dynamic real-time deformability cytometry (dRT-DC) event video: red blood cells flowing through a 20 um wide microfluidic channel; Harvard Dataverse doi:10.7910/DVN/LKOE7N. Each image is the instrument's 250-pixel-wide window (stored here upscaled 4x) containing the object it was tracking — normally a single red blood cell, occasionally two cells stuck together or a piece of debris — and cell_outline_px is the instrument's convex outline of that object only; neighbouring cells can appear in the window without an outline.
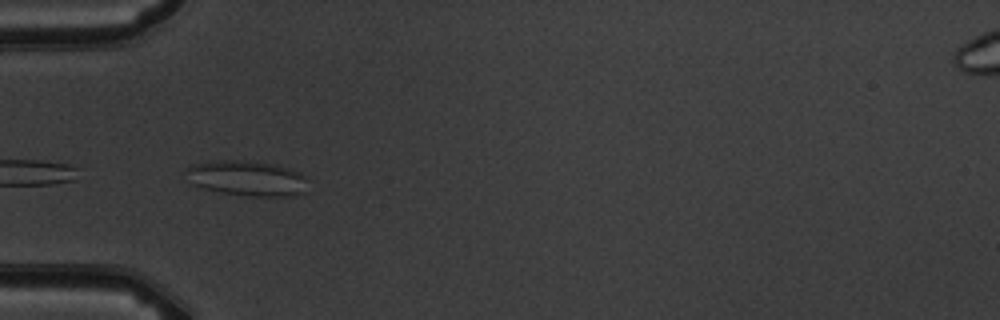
{"species": "common noctule bat (a hibernating species)", "species_latin": "Nyctalus noctula", "temperature_condition": "warm", "stored_images_in_passage": 5, "camera_frame_rate_fps": 3000, "um_per_image_px": 0.085, "animal": {"sex": "male", "body_mass_g": 19.5, "forearm_length_mm": 54.6}, "frame": {"image": 1, "passage_image": 5, "time_ms": 5.333, "image_size_px": [1000, 320], "cell_outline_px": [[304, 192], [292, 196], [248, 196], [220, 192], [204, 188], [192, 184], [184, 168], [192, 164], [220, 160], [248, 160], [276, 164], [300, 172], [304, 176]], "centroid_in_image_um": [20.96, 15.14], "position_along_channel_um": 64.0, "area_um2": 24.97}}